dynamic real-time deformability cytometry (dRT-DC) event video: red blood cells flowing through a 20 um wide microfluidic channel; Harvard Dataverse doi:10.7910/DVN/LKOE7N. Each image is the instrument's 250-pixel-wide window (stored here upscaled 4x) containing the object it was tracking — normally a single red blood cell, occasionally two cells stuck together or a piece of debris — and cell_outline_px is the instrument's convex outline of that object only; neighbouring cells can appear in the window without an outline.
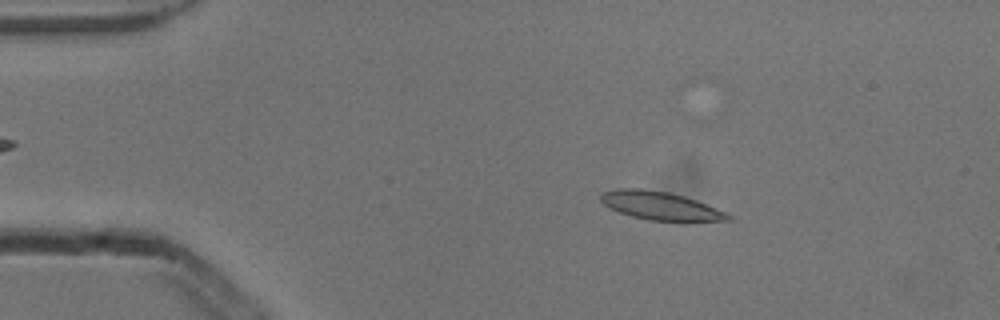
{"species": "common noctule bat (a hibernating species)", "species_latin": "Nyctalus noctula", "temperature_condition": "cold", "stored_images_in_passage": 51, "camera_frame_rate_fps": 3000, "um_per_image_px": 0.085, "animal": {"sex": "male", "body_mass_g": 13.3}, "frame": {"image": 1, "passage_image": 7, "time_ms": 2.0, "image_size_px": [1000, 320], "cell_outline_px": [[732, 220], [688, 224], [680, 224], [648, 220], [632, 216], [620, 212], [604, 204], [600, 200], [600, 196], [604, 192], [616, 188], [640, 188], [668, 192], [684, 196], [696, 200], [724, 212], [732, 216]], "centroid_in_image_um": [56.23, 17.55], "position_along_channel_um": 28.8, "area_um2": 21.73}}
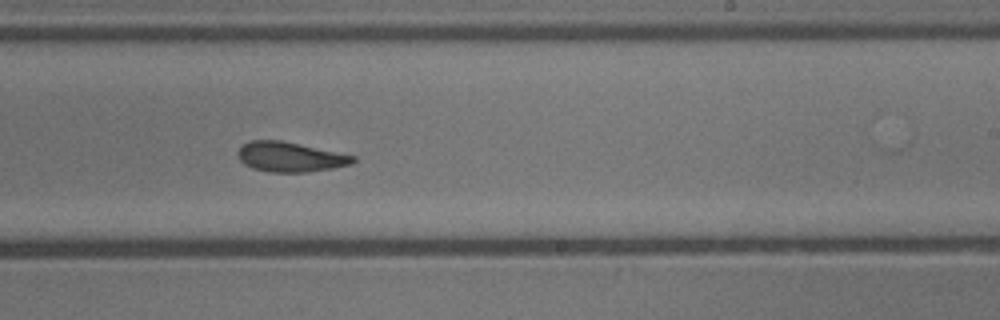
{"frame": {"image": 2, "passage_image": 30, "time_ms": 9.667, "image_size_px": [1000, 320], "cell_outline_px": [[356, 160], [352, 164], [332, 168], [304, 172], [268, 172], [252, 168], [244, 164], [240, 160], [240, 148], [248, 140], [280, 140], [356, 156]], "centroid_in_image_um": [24.67, 13.34], "position_along_channel_um": 264.3, "area_um2": 19.77}}
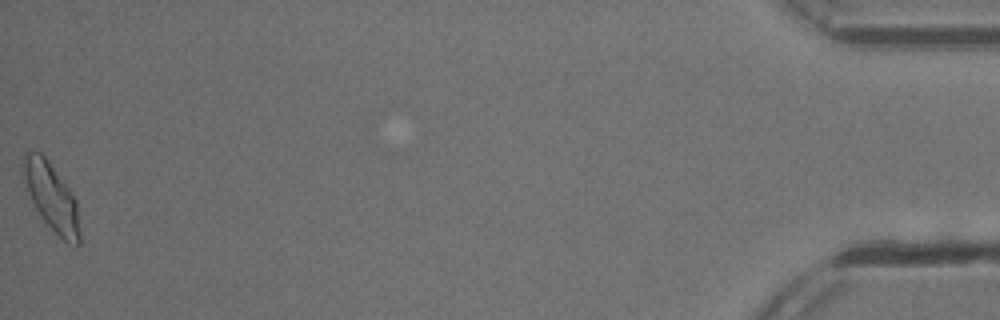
{"frame": {"image": 3, "passage_image": 51, "time_ms": 16.667, "image_size_px": [1000, 320], "cell_outline_px": [[80, 244], [76, 248], [68, 244], [44, 220], [36, 208], [28, 192], [24, 180], [24, 152], [32, 148], [40, 152], [44, 156], [68, 188], [76, 200], [80, 232]], "centroid_in_image_um": [4.4, 16.76], "position_along_channel_um": 430.8, "area_um2": 21.79}, "authors_computed_cell_mechanics": {"area_um2": 20.3456, "velocity_mm_per_s": 3.841, "shape_relaxation_time_tau1_ms": 5.813, "shape_relaxation_time_tau2_ms": 3.7274, "deformation_change_tau1": 0.1752, "deformation_change_tau2": 0.1183}}